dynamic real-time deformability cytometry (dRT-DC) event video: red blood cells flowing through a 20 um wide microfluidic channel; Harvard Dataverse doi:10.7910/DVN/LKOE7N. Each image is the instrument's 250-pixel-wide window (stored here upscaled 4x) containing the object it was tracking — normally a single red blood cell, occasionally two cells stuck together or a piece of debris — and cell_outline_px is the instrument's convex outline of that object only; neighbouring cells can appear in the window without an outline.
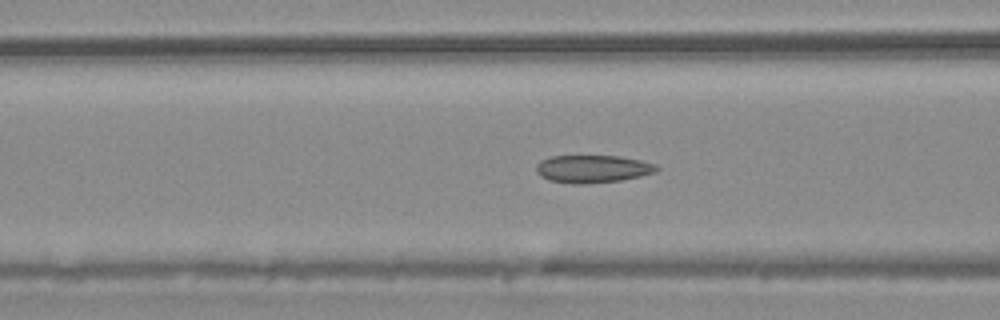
{"species": "common noctule bat (a hibernating species)", "species_latin": "Nyctalus noctula", "temperature_condition": "warm", "stored_images_in_passage": 46, "camera_frame_rate_fps": 3000, "um_per_image_px": 0.085, "animal": {"sex": "male", "body_mass_g": 20.4}, "frame": {"image": 1, "passage_image": 21, "time_ms": 6.667, "image_size_px": [1000, 320], "cell_outline_px": [[660, 168], [656, 172], [640, 176], [620, 180], [584, 184], [572, 184], [548, 180], [540, 176], [536, 172], [536, 164], [540, 160], [552, 156], [620, 156], [640, 160], [656, 164]], "centroid_in_image_um": [50.36, 14.35], "position_along_channel_um": 116.2, "area_um2": 19.54}}
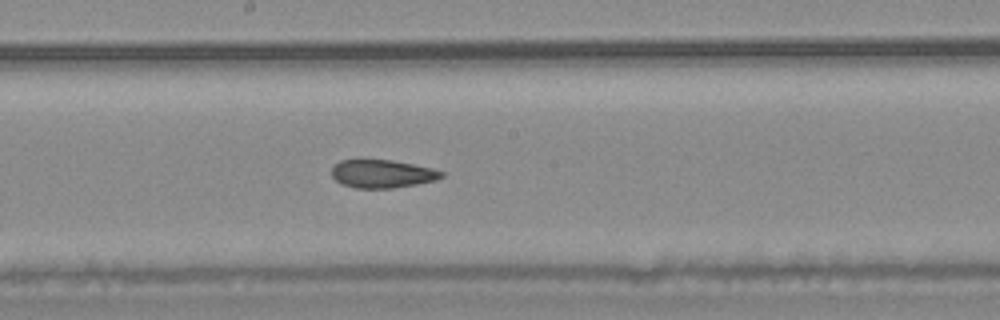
{"frame": {"image": 2, "passage_image": 29, "time_ms": 9.333, "image_size_px": [1000, 320], "cell_outline_px": [[444, 176], [436, 180], [416, 184], [392, 188], [356, 188], [340, 184], [332, 176], [332, 168], [340, 160], [392, 160], [432, 168], [444, 172]], "centroid_in_image_um": [32.49, 14.78], "position_along_channel_um": 215.7, "area_um2": 17.92}}
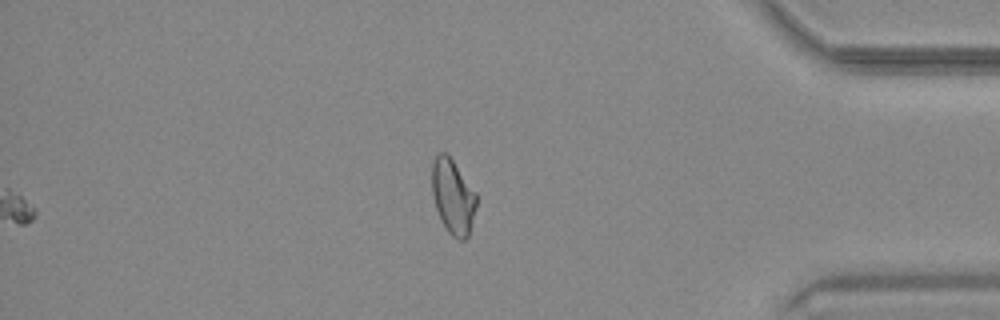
{"frame": {"image": 3, "passage_image": 46, "time_ms": 15.0, "image_size_px": [1000, 320], "cell_outline_px": [[476, 208], [468, 236], [464, 240], [456, 240], [448, 232], [436, 208], [432, 192], [432, 164], [436, 156], [440, 152], [444, 152], [452, 160], [476, 192]], "centroid_in_image_um": [38.5, 16.73], "position_along_channel_um": 396.7, "area_um2": 19.07}, "authors_computed_cell_mechanics": {"area_um2": 19.5364, "velocity_mm_per_s": 3.7309, "shape_relaxation_time_tau1_ms": null, "shape_relaxation_time_tau2_ms": 2.8162, "deformation_change_tau1": null, "deformation_change_tau2": 0.0826}}